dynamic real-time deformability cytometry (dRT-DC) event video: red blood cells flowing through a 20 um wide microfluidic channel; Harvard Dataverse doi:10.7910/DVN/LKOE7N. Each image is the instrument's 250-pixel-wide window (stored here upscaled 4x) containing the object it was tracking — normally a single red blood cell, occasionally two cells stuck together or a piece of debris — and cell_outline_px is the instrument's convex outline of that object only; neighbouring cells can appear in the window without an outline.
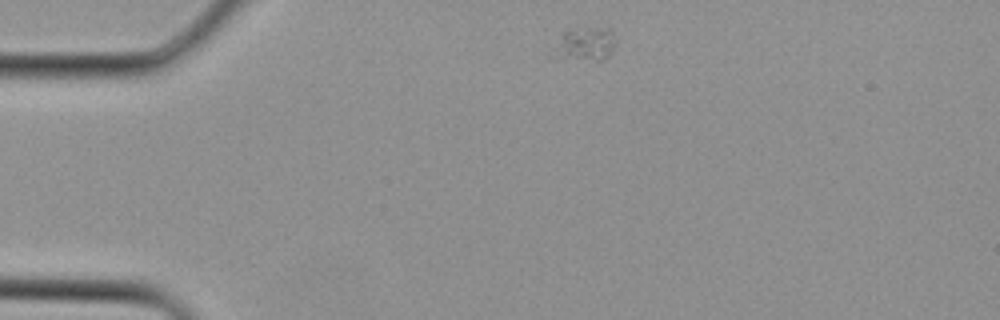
{"species": "Egyptian fruit bat (a non-hibernating species)", "species_latin": "Rousettus aegyptiacus", "temperature_condition": "cold", "stored_images_in_passage": 3, "camera_frame_rate_fps": 3000, "um_per_image_px": 0.085, "animal": {"sex": "female"}, "frame": {"image": 1, "passage_image": 1, "time_ms": 0.0, "image_size_px": [1000, 320], "cell_outline_px": [[616, 44], [612, 52], [604, 60], [552, 60], [548, 56], [564, 32], [568, 28], [612, 28], [616, 40]], "centroid_in_image_um": [49.68, 3.79], "position_along_channel_um": 35.3, "area_um2": 13.01}}
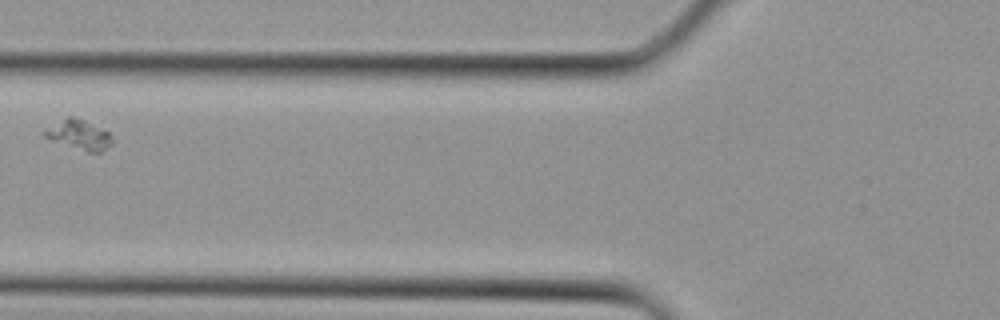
{"frame": {"image": 2, "passage_image": 3, "time_ms": 0.667, "image_size_px": [1000, 320], "cell_outline_px": [[112, 144], [100, 152], [88, 152], [52, 140], [44, 136], [40, 132], [44, 128], [68, 116], [72, 116], [84, 120], [108, 132], [112, 140]], "centroid_in_image_um": [6.66, 11.44], "position_along_channel_um": 119.1, "area_um2": 11.56}}